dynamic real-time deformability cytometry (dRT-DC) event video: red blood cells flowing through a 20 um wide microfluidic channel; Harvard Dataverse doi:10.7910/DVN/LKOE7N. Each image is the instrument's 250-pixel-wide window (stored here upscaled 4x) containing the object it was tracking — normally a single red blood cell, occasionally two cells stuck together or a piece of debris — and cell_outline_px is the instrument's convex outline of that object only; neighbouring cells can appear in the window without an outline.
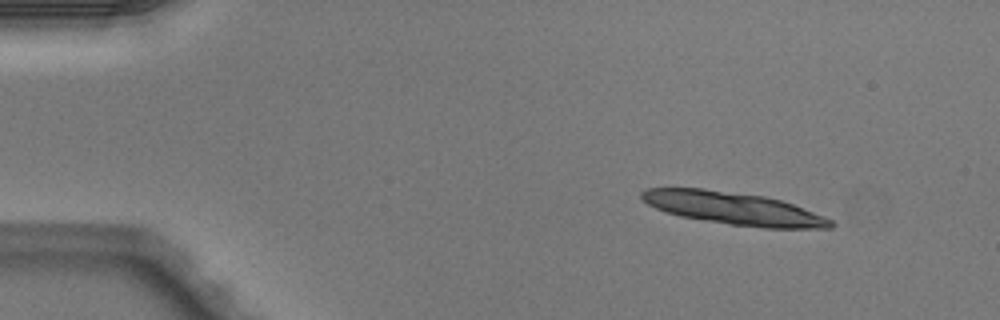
{"species": "Egyptian fruit bat (a non-hibernating species)", "species_latin": "Rousettus aegyptiacus", "temperature_condition": "warm", "stored_images_in_passage": 3, "segment_of_instrument_passage": [2, 2], "camera_frame_rate_fps": 3000, "um_per_image_px": 0.085, "animal": {"sex": "male"}, "frame": {"image": 1, "passage_image": 3, "time_ms": 0.667, "image_size_px": [1000, 320], "cell_outline_px": [[836, 224], [832, 228], [764, 228], [732, 224], [704, 220], [680, 216], [664, 212], [648, 204], [640, 196], [640, 192], [644, 188], [704, 188], [764, 196], [780, 200], [792, 204], [824, 216], [832, 220]], "centroid_in_image_um": [62.33, 17.71], "position_along_channel_um": 22.7, "area_um2": 35.66}}